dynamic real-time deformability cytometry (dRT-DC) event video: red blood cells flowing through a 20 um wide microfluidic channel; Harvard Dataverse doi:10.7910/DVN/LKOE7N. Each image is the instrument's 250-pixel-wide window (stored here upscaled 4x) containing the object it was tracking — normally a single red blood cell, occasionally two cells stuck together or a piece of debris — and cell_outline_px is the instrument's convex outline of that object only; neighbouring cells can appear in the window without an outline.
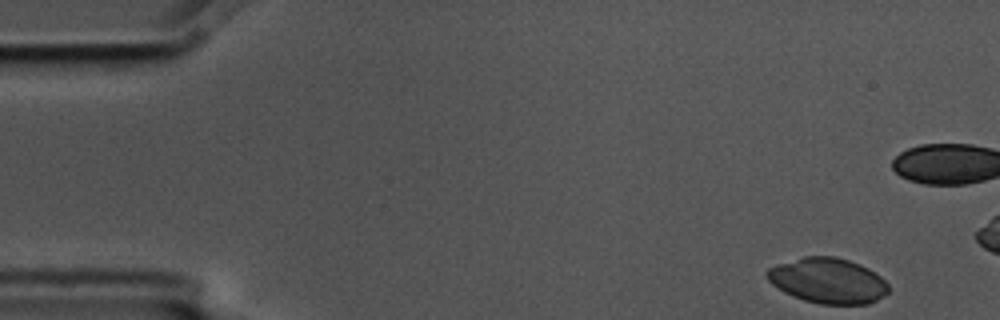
{"species": "common noctule bat (a hibernating species)", "species_latin": "Nyctalus noctula", "temperature_condition": "cold", "stored_images_in_passage": 4, "camera_frame_rate_fps": 3000, "um_per_image_px": 0.085, "animal": {"sex": "male", "body_mass_g": 17.5, "forearm_length_mm": 52.3}, "frame": {"image": 1, "passage_image": 1, "time_ms": 0.0, "image_size_px": [1000, 320], "cell_outline_px": [[888, 292], [884, 296], [868, 304], [820, 304], [804, 300], [792, 296], [784, 292], [772, 284], [768, 280], [764, 272], [768, 268], [804, 256], [836, 256], [860, 264], [868, 268], [880, 276], [888, 284]], "centroid_in_image_um": [70.37, 23.86], "position_along_channel_um": 14.6, "area_um2": 32.08}}